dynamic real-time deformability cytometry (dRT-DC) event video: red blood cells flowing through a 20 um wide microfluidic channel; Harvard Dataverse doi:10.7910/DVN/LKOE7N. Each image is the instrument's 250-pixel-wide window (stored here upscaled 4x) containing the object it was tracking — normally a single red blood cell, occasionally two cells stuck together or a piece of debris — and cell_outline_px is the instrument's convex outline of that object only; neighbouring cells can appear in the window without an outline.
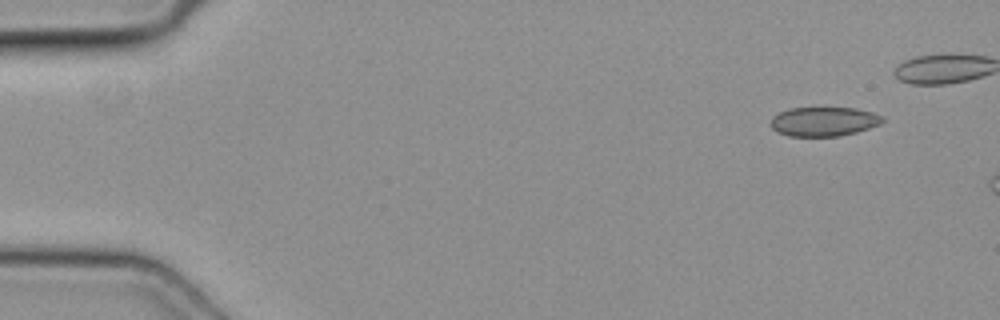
{"species": "common noctule bat (a hibernating species)", "species_latin": "Nyctalus noctula", "temperature_condition": "cold", "stored_images_in_passage": 7, "camera_frame_rate_fps": 3000, "um_per_image_px": 0.085, "animal": {"sex": "female", "body_mass_g": 19.3, "forearm_length_mm": 54.1}, "frame": {"image": 1, "passage_image": 1, "time_ms": 0.0, "image_size_px": [1000, 320], "cell_outline_px": [[884, 120], [880, 124], [856, 132], [840, 136], [788, 136], [776, 132], [772, 128], [772, 116], [788, 108], [856, 108], [872, 112], [884, 116]], "centroid_in_image_um": [70.03, 10.33], "position_along_channel_um": 15.0, "area_um2": 19.07}}